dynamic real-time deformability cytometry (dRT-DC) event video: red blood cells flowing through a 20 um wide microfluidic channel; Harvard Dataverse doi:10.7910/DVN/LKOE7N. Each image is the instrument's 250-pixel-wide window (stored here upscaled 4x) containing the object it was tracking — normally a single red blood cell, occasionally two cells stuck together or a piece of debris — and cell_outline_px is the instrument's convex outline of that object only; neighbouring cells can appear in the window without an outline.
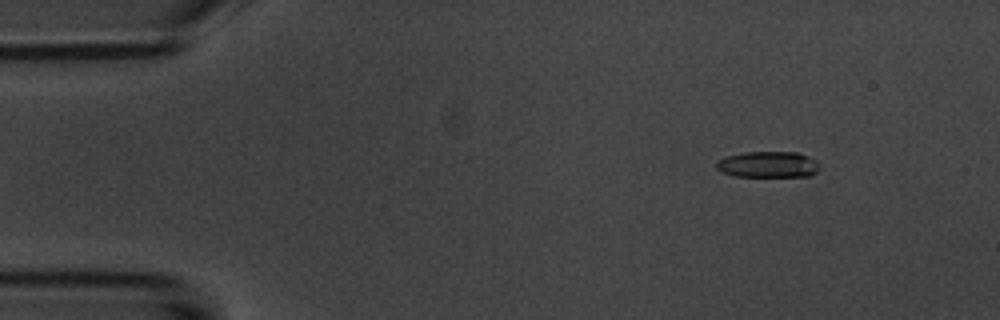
{"species": "common noctule bat (a hibernating species)", "species_latin": "Nyctalus noctula", "temperature_condition": "room temperature", "stored_images_in_passage": 4, "camera_frame_rate_fps": 3000, "um_per_image_px": 0.085, "animal": {"sex": "male", "body_mass_g": 20.1, "forearm_length_mm": 53.5}, "frame": {"image": 1, "passage_image": 2, "time_ms": 1.0, "image_size_px": [1000, 320], "cell_outline_px": [[820, 168], [816, 172], [808, 176], [736, 176], [720, 172], [716, 168], [716, 164], [720, 160], [728, 156], [744, 152], [796, 152], [808, 156], [816, 160], [820, 164]], "centroid_in_image_um": [65.31, 13.98], "position_along_channel_um": 19.7, "area_um2": 15.66}}
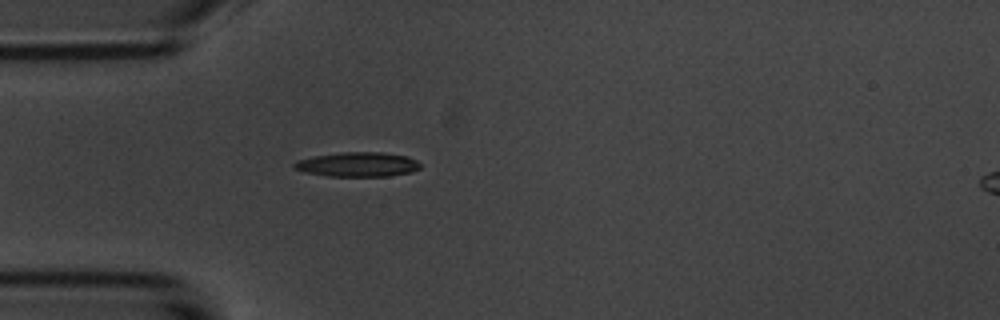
{"frame": {"image": 2, "passage_image": 4, "time_ms": 4.0, "image_size_px": [1000, 320], "cell_outline_px": [[420, 168], [412, 172], [388, 176], [328, 176], [304, 172], [296, 168], [292, 164], [296, 160], [312, 156], [340, 152], [384, 152], [408, 156], [416, 160], [420, 164]], "centroid_in_image_um": [30.41, 13.97], "position_along_channel_um": 54.6, "area_um2": 18.15}}